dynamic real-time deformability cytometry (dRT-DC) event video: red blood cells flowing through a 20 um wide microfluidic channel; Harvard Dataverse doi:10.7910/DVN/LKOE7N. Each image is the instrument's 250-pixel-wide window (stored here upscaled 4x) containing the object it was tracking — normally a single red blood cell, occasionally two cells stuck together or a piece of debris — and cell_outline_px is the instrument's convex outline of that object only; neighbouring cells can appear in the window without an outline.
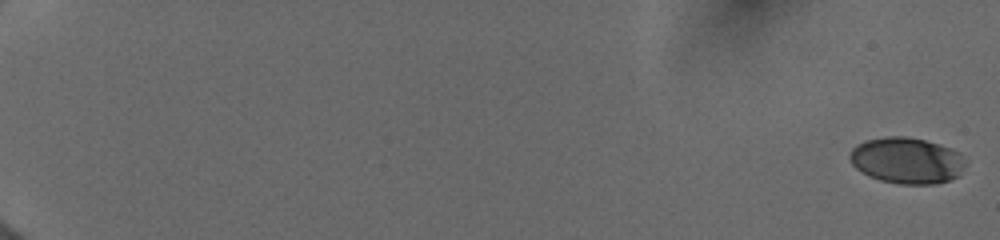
{"species": "human", "species_latin": "Homo sapiens", "temperature_condition": "cold", "stored_images_in_passage": 83, "camera_frame_rate_fps": 3000, "um_per_image_px": 0.085, "donor": {"sex": "female"}, "frame": {"image": 1, "passage_image": 1, "time_ms": 0.0, "image_size_px": [1000, 240], "cell_outline_px": [[964, 164], [960, 176], [936, 184], [900, 184], [880, 180], [868, 176], [860, 172], [852, 164], [848, 156], [852, 148], [856, 144], [864, 140], [884, 136], [908, 136], [940, 144], [952, 148], [960, 152], [964, 160]], "centroid_in_image_um": [77.05, 13.63], "position_along_channel_um": 7.9, "area_um2": 31.56}}
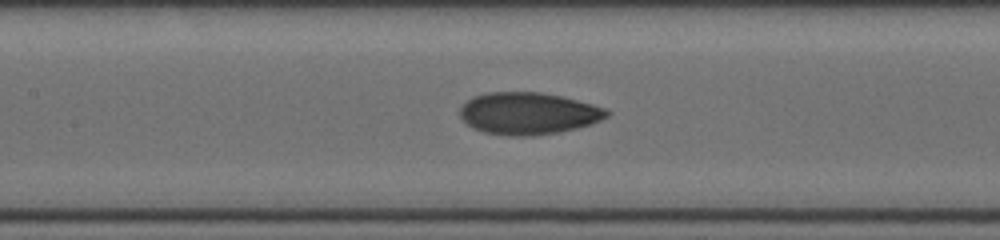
{"frame": {"image": 2, "passage_image": 50, "time_ms": 9.667, "image_size_px": [1000, 240], "cell_outline_px": [[612, 112], [608, 116], [592, 124], [560, 132], [532, 136], [504, 136], [484, 132], [472, 128], [460, 116], [460, 108], [472, 96], [484, 92], [544, 92], [564, 96], [592, 104], [604, 108]], "centroid_in_image_um": [44.91, 9.64], "position_along_channel_um": 162.5, "area_um2": 36.36}}
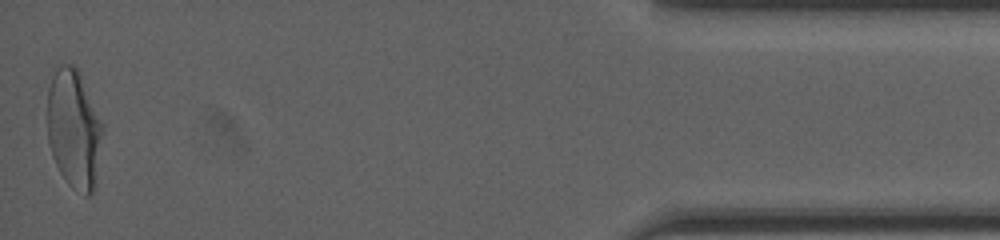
{"frame": {"image": 3, "passage_image": 82, "time_ms": 18.0, "image_size_px": [1000, 240], "cell_outline_px": [[104, 132], [92, 192], [88, 196], [84, 196], [72, 188], [68, 184], [60, 172], [52, 156], [48, 140], [48, 88], [52, 76], [60, 64], [72, 64], [80, 72], [104, 124]], "centroid_in_image_um": [6.3, 10.94], "position_along_channel_um": 428.9, "area_um2": 38.49}, "authors_computed_cell_mechanics": {"area_um2": 33.9286, "velocity_mm_per_s": 3.9971, "shape_relaxation_time_tau1_ms": 6.5145, "shape_relaxation_time_tau2_ms": 1.0001, "deformation_change_tau1": 0.2042, "deformation_change_tau2": 0.0614}}